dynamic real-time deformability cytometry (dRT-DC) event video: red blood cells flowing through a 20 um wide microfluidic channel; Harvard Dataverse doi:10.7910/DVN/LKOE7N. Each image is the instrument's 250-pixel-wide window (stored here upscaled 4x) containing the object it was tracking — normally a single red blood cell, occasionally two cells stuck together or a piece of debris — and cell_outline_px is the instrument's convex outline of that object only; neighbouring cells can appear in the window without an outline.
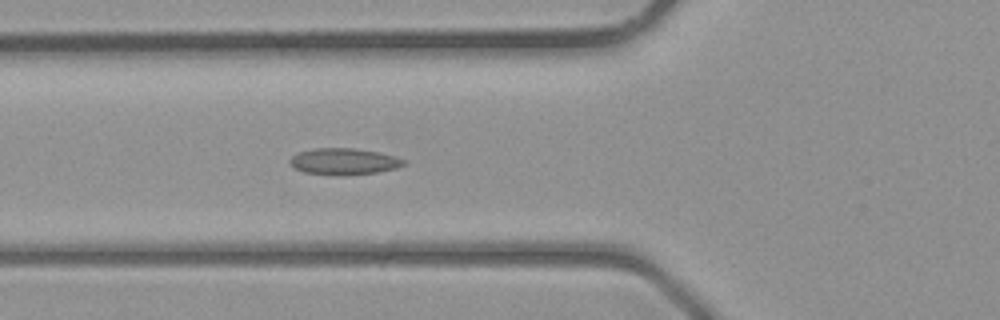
{"species": "common noctule bat (a hibernating species)", "species_latin": "Nyctalus noctula", "temperature_condition": "room temperature", "stored_images_in_passage": 40, "camera_frame_rate_fps": 3000, "um_per_image_px": 0.085, "animal": {"sex": "male", "body_mass_g": 23.1, "forearm_length_mm": 52.7}, "frame": {"image": 1, "passage_image": 14, "time_ms": 4.333, "image_size_px": [1000, 320], "cell_outline_px": [[408, 160], [404, 164], [396, 168], [376, 172], [304, 172], [296, 168], [288, 160], [296, 152], [312, 148], [352, 148], [380, 152], [396, 156]], "centroid_in_image_um": [29.26, 13.65], "position_along_channel_um": 96.5, "area_um2": 16.65}}
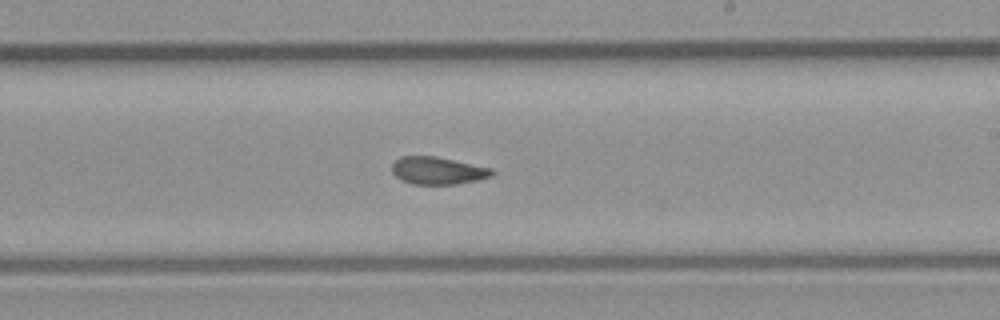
{"frame": {"image": 2, "passage_image": 23, "time_ms": 7.333, "image_size_px": [1000, 320], "cell_outline_px": [[496, 172], [492, 176], [476, 180], [456, 184], [412, 184], [400, 180], [392, 172], [392, 164], [400, 156], [436, 156], [492, 168]], "centroid_in_image_um": [37.21, 14.5], "position_along_channel_um": 251.8, "area_um2": 16.07}}
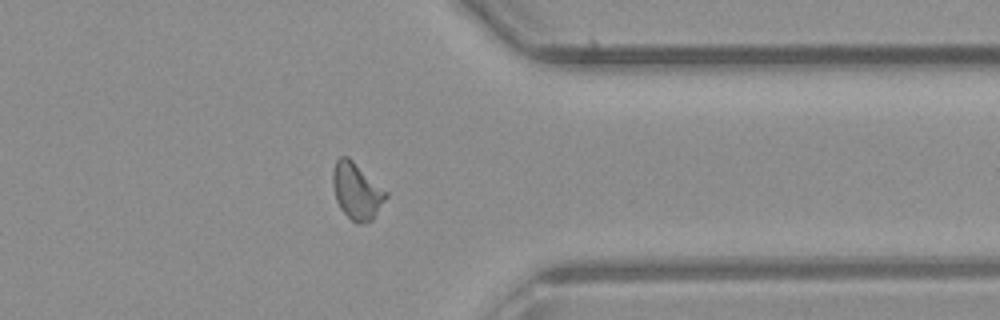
{"frame": {"image": 3, "passage_image": 31, "time_ms": 10.0, "image_size_px": [1000, 320], "cell_outline_px": [[388, 196], [372, 220], [360, 224], [356, 224], [340, 208], [336, 200], [332, 184], [332, 172], [336, 160], [340, 156], [348, 156], [388, 192]], "centroid_in_image_um": [30.31, 16.23], "position_along_channel_um": 381.1, "area_um2": 17.51}}